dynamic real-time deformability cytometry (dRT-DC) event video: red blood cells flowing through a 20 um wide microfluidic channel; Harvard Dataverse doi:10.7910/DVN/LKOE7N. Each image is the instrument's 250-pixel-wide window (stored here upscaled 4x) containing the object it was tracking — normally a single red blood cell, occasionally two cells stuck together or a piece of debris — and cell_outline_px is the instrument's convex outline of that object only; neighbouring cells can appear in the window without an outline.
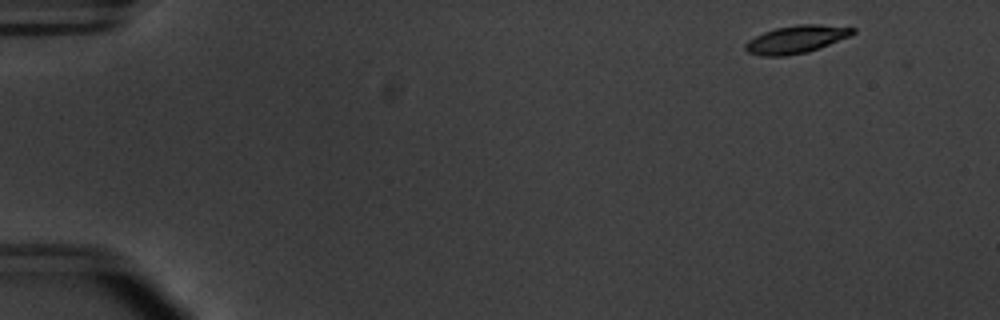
{"species": "common noctule bat (a hibernating species)", "species_latin": "Nyctalus noctula", "temperature_condition": "warm", "stored_images_in_passage": 51, "camera_frame_rate_fps": 3000, "um_per_image_px": 0.085, "animal": {"sex": "male", "body_mass_g": 20.1, "forearm_length_mm": 53.5}, "frame": {"image": 1, "passage_image": 2, "time_ms": 0.333, "image_size_px": [1000, 320], "cell_outline_px": [[856, 32], [852, 36], [820, 48], [808, 52], [784, 56], [764, 56], [748, 52], [744, 48], [744, 44], [748, 40], [764, 32], [776, 28], [800, 24], [820, 24], [856, 28]], "centroid_in_image_um": [67.72, 3.34], "position_along_channel_um": 17.3, "area_um2": 17.46}}
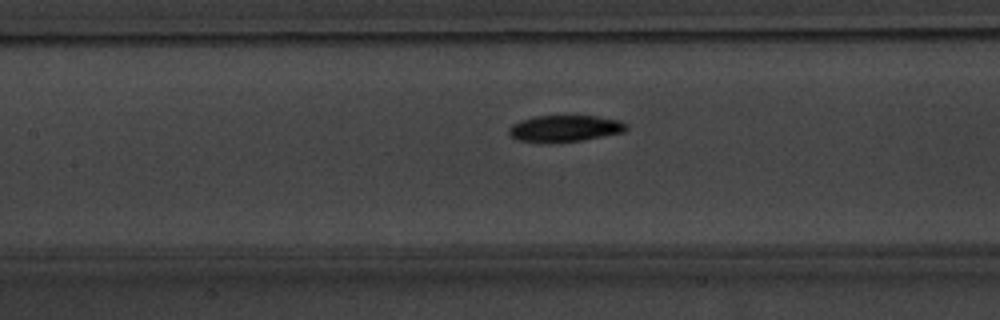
{"frame": {"image": 2, "passage_image": 23, "time_ms": 7.333, "image_size_px": [1000, 320], "cell_outline_px": [[628, 128], [624, 132], [584, 140], [548, 144], [544, 144], [516, 140], [508, 132], [508, 128], [512, 124], [520, 120], [532, 116], [596, 116], [620, 120], [628, 124]], "centroid_in_image_um": [47.98, 10.94], "position_along_channel_um": 159.4, "area_um2": 18.67}}
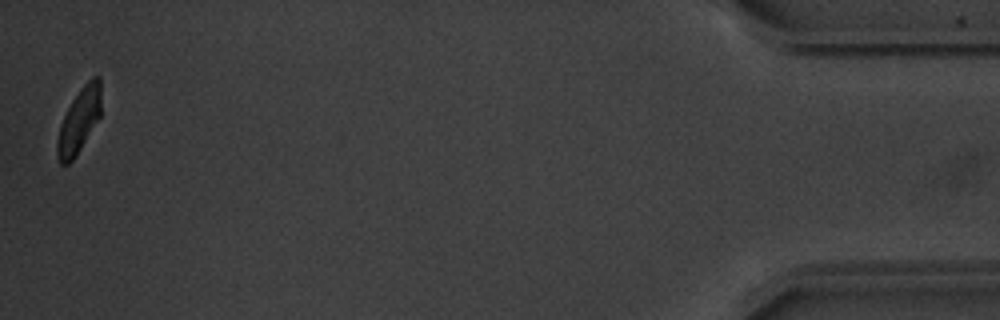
{"frame": {"image": 3, "passage_image": 51, "time_ms": 16.667, "image_size_px": [1000, 320], "cell_outline_px": [[100, 116], [80, 148], [72, 160], [68, 164], [60, 164], [56, 152], [56, 140], [60, 124], [72, 100], [80, 88], [92, 76], [100, 76]], "centroid_in_image_um": [6.7, 10.23], "position_along_channel_um": 428.5, "area_um2": 16.24}, "authors_computed_cell_mechanics": {"area_um2": 18.207, "velocity_mm_per_s": 3.7655, "shape_relaxation_time_tau1_ms": 2.4002, "shape_relaxation_time_tau2_ms": 11.046, "deformation_change_tau1": 0.1307, "deformation_change_tau2": 0.1291}}